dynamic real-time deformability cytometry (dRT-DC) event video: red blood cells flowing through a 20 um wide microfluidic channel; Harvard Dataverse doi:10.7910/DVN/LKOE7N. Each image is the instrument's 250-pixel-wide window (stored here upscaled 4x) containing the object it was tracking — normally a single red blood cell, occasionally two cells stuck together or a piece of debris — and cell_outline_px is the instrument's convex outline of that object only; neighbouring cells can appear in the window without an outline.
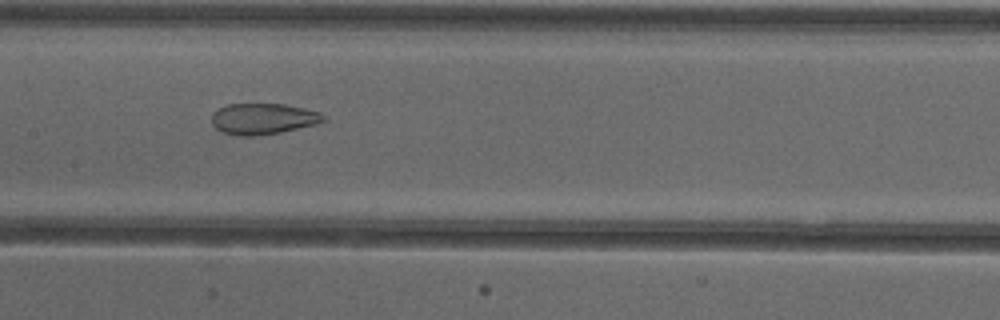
{"species": "common noctule bat (a hibernating species)", "species_latin": "Nyctalus noctula", "temperature_condition": "cold", "stored_images_in_passage": 48, "camera_frame_rate_fps": 3000, "um_per_image_px": 0.085, "animal": {"sex": "female"}, "frame": {"image": 1, "passage_image": 22, "time_ms": 7.0, "image_size_px": [1000, 320], "cell_outline_px": [[328, 120], [316, 124], [280, 132], [252, 136], [236, 136], [224, 132], [216, 128], [212, 124], [212, 112], [228, 104], [284, 104], [304, 108], [320, 112], [328, 116]], "centroid_in_image_um": [22.4, 10.09], "position_along_channel_um": 185.0, "area_um2": 20.29}}
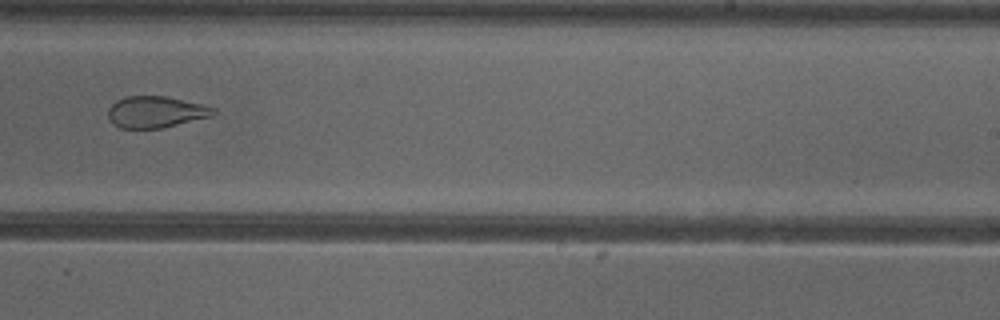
{"frame": {"image": 2, "passage_image": 29, "time_ms": 9.333, "image_size_px": [1000, 320], "cell_outline_px": [[216, 116], [160, 128], [120, 128], [112, 124], [108, 120], [108, 108], [116, 100], [124, 96], [168, 96], [204, 104], [216, 108]], "centroid_in_image_um": [13.27, 9.51], "position_along_channel_um": 275.7, "area_um2": 19.77}}
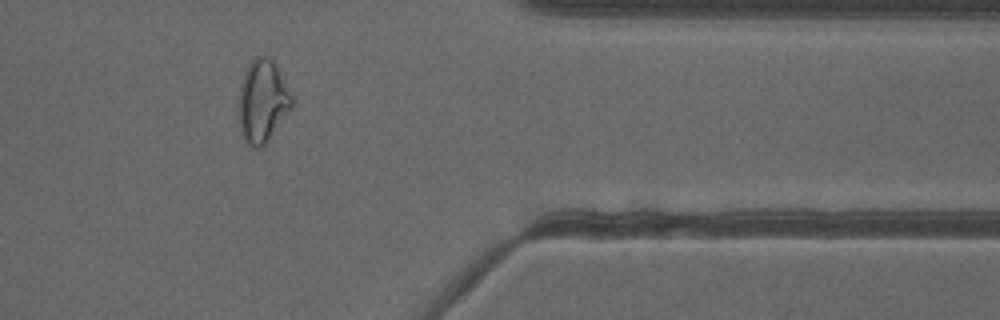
{"frame": {"image": 3, "passage_image": 39, "time_ms": 12.667, "image_size_px": [1000, 320], "cell_outline_px": [[296, 104], [268, 140], [260, 148], [256, 148], [248, 144], [240, 128], [240, 88], [244, 72], [248, 64], [256, 56], [268, 56], [272, 60], [296, 100]], "centroid_in_image_um": [22.37, 8.59], "position_along_channel_um": 389.0, "area_um2": 25.43}, "authors_computed_cell_mechanics": {"area_um2": 26.1834, "velocity_mm_per_s": 3.9135, "shape_relaxation_time_tau1_ms": null, "shape_relaxation_time_tau2_ms": 1.7024, "deformation_change_tau1": null, "deformation_change_tau2": 0.0929}}